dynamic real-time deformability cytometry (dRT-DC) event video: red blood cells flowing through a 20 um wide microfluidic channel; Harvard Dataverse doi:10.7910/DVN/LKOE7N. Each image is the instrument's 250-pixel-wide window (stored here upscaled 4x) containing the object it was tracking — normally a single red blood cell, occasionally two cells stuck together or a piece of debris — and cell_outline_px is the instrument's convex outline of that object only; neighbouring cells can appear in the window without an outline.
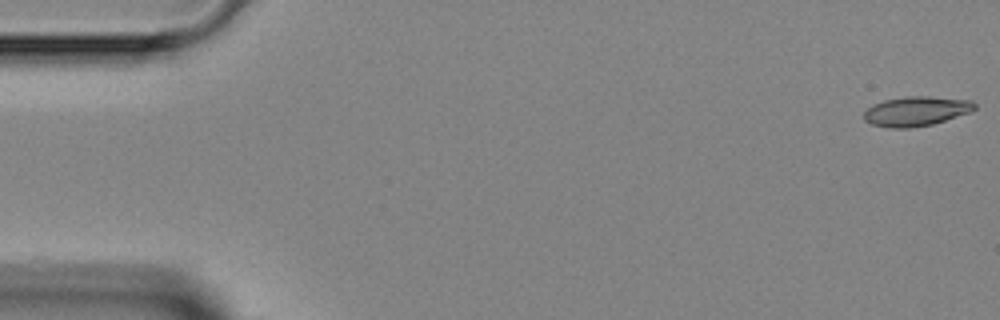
{"species": "Egyptian fruit bat (a non-hibernating species)", "species_latin": "Rousettus aegyptiacus", "temperature_condition": "room temperature", "stored_images_in_passage": 45, "camera_frame_rate_fps": 3000, "um_per_image_px": 0.085, "animal": {"sex": "female"}, "frame": {"image": 1, "passage_image": 1, "time_ms": 0.0, "image_size_px": [1000, 320], "cell_outline_px": [[976, 108], [972, 112], [932, 124], [908, 128], [888, 128], [872, 124], [864, 120], [864, 112], [872, 104], [884, 100], [908, 96], [928, 96], [972, 100], [976, 104]], "centroid_in_image_um": [77.89, 9.45], "position_along_channel_um": 7.1, "area_um2": 19.19}}
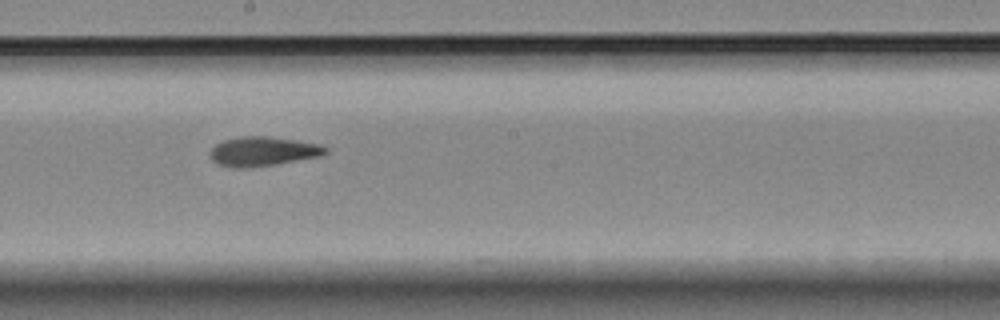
{"frame": {"image": 2, "passage_image": 26, "time_ms": 8.333, "image_size_px": [1000, 320], "cell_outline_px": [[328, 152], [320, 156], [276, 164], [244, 168], [236, 168], [216, 164], [212, 160], [212, 148], [216, 144], [224, 140], [240, 136], [268, 136], [320, 144], [328, 148]], "centroid_in_image_um": [22.36, 12.86], "position_along_channel_um": 225.8, "area_um2": 19.59}}
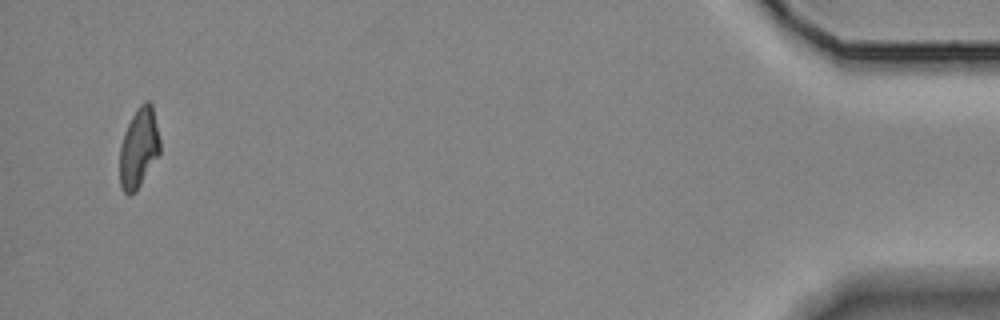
{"frame": {"image": 3, "passage_image": 45, "time_ms": 1681.667, "image_size_px": [1000, 320], "cell_outline_px": [[160, 152], [136, 192], [128, 196], [124, 192], [120, 184], [120, 148], [124, 132], [132, 116], [140, 104], [144, 100], [148, 100], [152, 104], [160, 140]], "centroid_in_image_um": [11.8, 12.57], "position_along_channel_um": 423.4, "area_um2": 18.67}}